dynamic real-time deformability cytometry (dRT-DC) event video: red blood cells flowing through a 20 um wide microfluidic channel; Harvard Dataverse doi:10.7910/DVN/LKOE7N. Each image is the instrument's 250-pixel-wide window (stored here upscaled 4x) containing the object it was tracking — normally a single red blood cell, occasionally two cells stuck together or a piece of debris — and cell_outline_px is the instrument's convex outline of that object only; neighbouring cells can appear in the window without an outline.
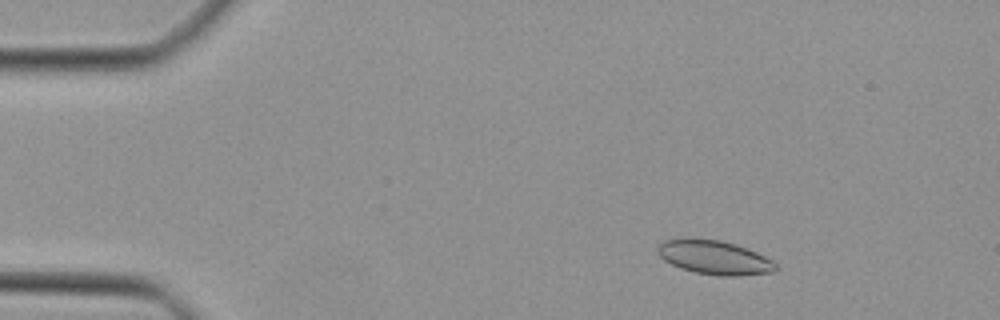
{"species": "Egyptian fruit bat (a non-hibernating species)", "species_latin": "Rousettus aegyptiacus", "temperature_condition": "cold", "stored_images_in_passage": 43, "camera_frame_rate_fps": 3000, "um_per_image_px": 0.085, "animal": {"sex": "female"}, "frame": {"image": 1, "passage_image": 3, "time_ms": 0.667, "image_size_px": [1000, 320], "cell_outline_px": [[776, 272], [740, 276], [720, 276], [696, 272], [680, 268], [664, 260], [656, 252], [656, 248], [664, 240], [688, 236], [720, 240], [736, 244], [756, 252], [772, 260], [776, 264]], "centroid_in_image_um": [60.69, 21.86], "position_along_channel_um": 24.3, "area_um2": 23.81}}
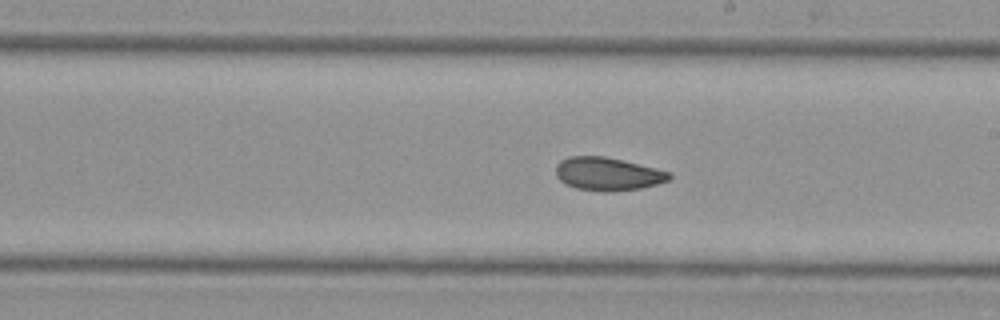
{"frame": {"image": 2, "passage_image": 23, "time_ms": 7.333, "image_size_px": [1000, 320], "cell_outline_px": [[672, 176], [668, 180], [656, 184], [640, 188], [608, 192], [604, 192], [576, 188], [564, 184], [556, 176], [556, 164], [560, 160], [568, 156], [604, 156], [624, 160], [672, 172]], "centroid_in_image_um": [51.64, 14.77], "position_along_channel_um": 237.4, "area_um2": 22.08}}
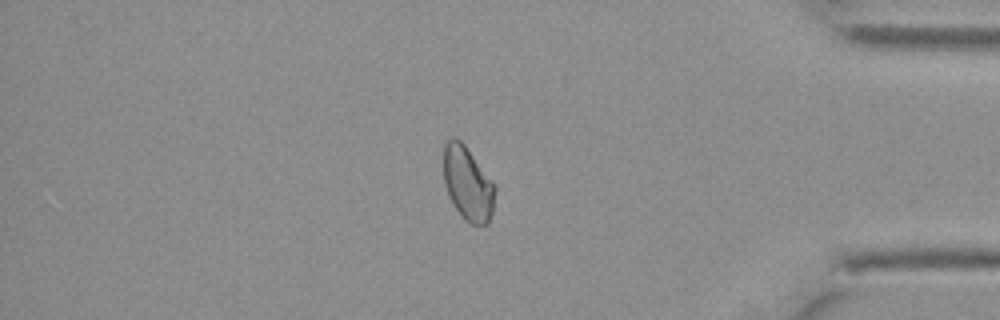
{"frame": {"image": 3, "passage_image": 36, "time_ms": 11.667, "image_size_px": [1000, 320], "cell_outline_px": [[496, 188], [492, 212], [488, 224], [472, 224], [464, 220], [452, 204], [448, 196], [444, 184], [444, 144], [448, 140], [460, 140], [464, 144]], "centroid_in_image_um": [39.74, 15.66], "position_along_channel_um": 395.5, "area_um2": 21.73}}